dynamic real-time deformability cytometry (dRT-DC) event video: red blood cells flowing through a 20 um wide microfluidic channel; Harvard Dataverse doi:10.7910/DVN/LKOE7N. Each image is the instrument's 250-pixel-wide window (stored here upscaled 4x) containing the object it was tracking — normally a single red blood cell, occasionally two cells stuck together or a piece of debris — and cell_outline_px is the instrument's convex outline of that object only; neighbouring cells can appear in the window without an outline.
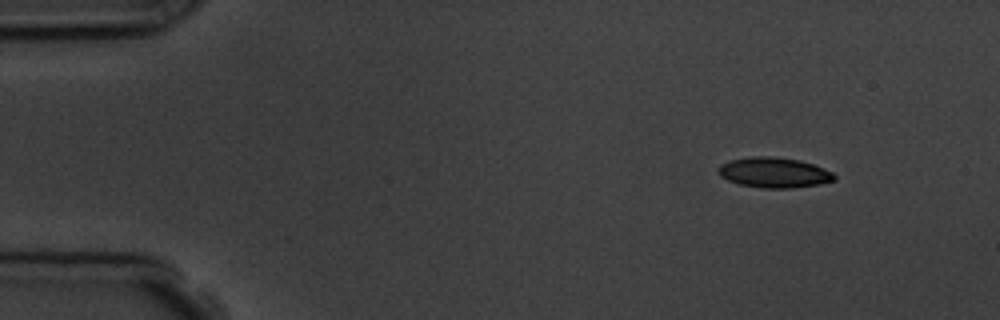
{"species": "common noctule bat (a hibernating species)", "species_latin": "Nyctalus noctula", "temperature_condition": "room temperature", "stored_images_in_passage": 4, "camera_frame_rate_fps": 3000, "um_per_image_px": 0.085, "animal": {"sex": "male", "body_mass_g": 19.5, "forearm_length_mm": 54.6}, "frame": {"image": 1, "passage_image": 1, "time_ms": 0.0, "image_size_px": [1000, 320], "cell_outline_px": [[836, 180], [820, 184], [792, 188], [760, 188], [740, 184], [728, 180], [720, 176], [716, 172], [716, 168], [720, 164], [728, 160], [752, 156], [772, 156], [800, 160], [812, 164], [832, 172], [836, 176]], "centroid_in_image_um": [65.75, 14.66], "position_along_channel_um": 19.3, "area_um2": 20.69}}
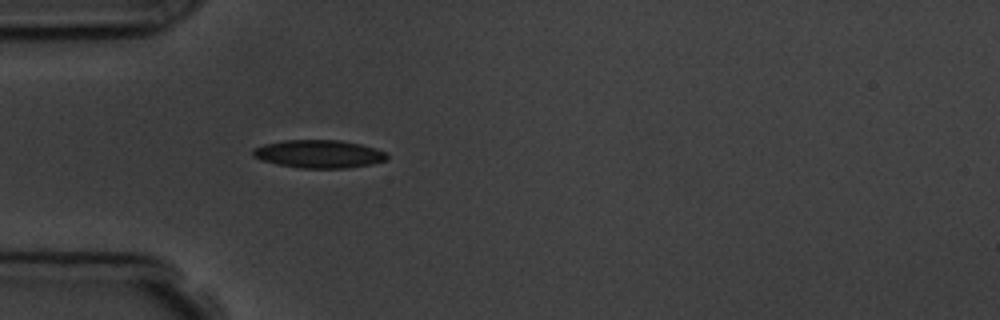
{"frame": {"image": 2, "passage_image": 4, "time_ms": 3.333, "image_size_px": [1000, 320], "cell_outline_px": [[388, 160], [372, 164], [348, 168], [300, 168], [260, 160], [252, 156], [252, 148], [264, 144], [284, 140], [340, 140], [360, 144], [376, 148], [388, 152]], "centroid_in_image_um": [27.13, 13.08], "position_along_channel_um": 57.9, "area_um2": 22.08}}